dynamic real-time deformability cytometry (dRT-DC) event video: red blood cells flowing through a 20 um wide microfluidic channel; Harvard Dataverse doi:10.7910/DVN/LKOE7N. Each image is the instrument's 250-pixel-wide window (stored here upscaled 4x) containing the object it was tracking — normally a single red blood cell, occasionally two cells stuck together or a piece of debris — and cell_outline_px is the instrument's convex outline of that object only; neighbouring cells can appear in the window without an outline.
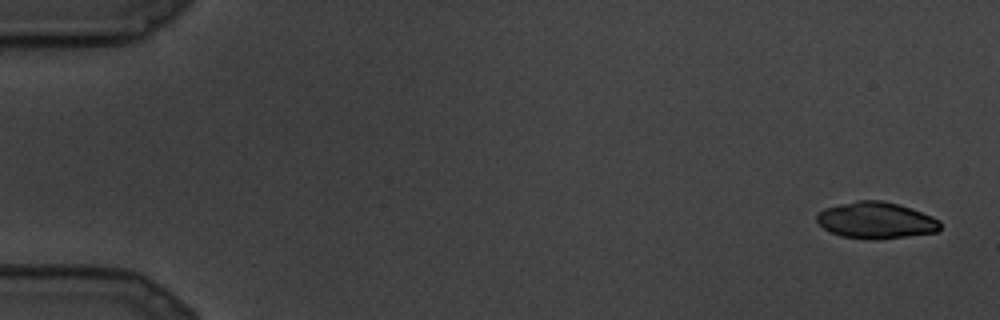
{"species": "common noctule bat (a hibernating species)", "species_latin": "Nyctalus noctula", "temperature_condition": "cold", "stored_images_in_passage": 8, "camera_frame_rate_fps": 3000, "um_per_image_px": 0.085, "animal": {"sex": "male", "body_mass_g": 19.5, "forearm_length_mm": 54.6}, "frame": {"image": 1, "passage_image": 1, "time_ms": 0.0, "image_size_px": [1000, 320], "cell_outline_px": [[940, 228], [936, 232], [872, 240], [868, 240], [840, 236], [824, 228], [816, 220], [816, 216], [824, 208], [856, 200], [880, 200], [912, 208], [932, 216], [940, 220]], "centroid_in_image_um": [74.45, 18.72], "position_along_channel_um": 10.6, "area_um2": 26.13}}
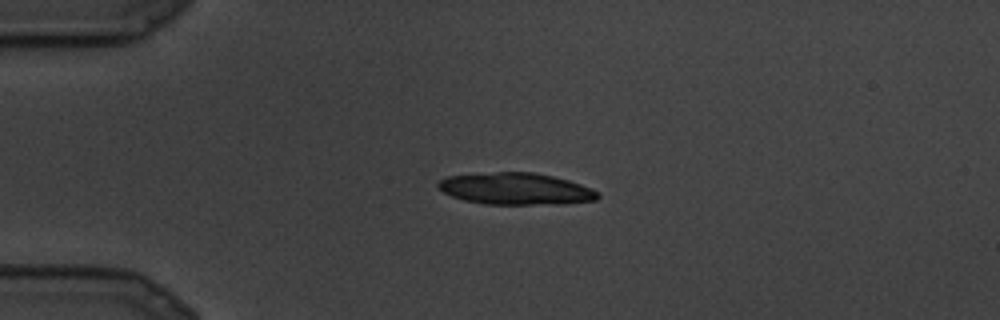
{"frame": {"image": 2, "passage_image": 6, "time_ms": 1.667, "image_size_px": [1000, 320], "cell_outline_px": [[600, 196], [596, 200], [568, 204], [484, 204], [464, 200], [452, 196], [444, 192], [436, 184], [440, 180], [448, 176], [496, 172], [532, 172], [552, 176], [568, 180], [592, 188], [600, 192]], "centroid_in_image_um": [43.89, 16.05], "position_along_channel_um": 41.1, "area_um2": 29.59}}